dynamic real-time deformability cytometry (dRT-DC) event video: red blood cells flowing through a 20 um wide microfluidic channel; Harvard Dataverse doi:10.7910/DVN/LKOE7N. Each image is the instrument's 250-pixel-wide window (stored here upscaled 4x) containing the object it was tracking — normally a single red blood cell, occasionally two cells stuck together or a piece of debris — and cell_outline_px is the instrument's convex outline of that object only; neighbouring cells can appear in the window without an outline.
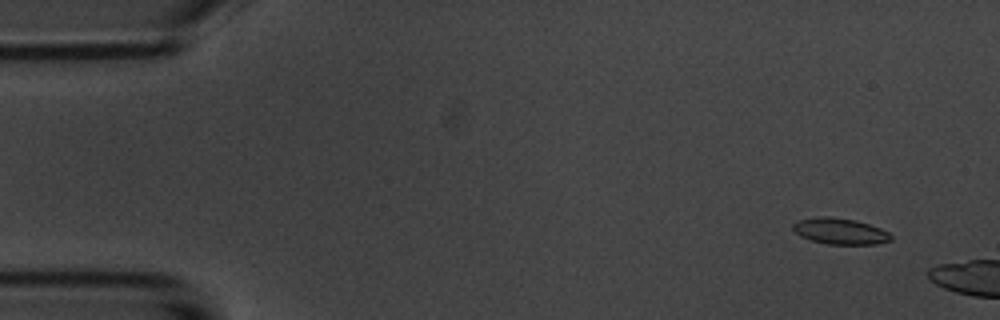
{"species": "common noctule bat (a hibernating species)", "species_latin": "Nyctalus noctula", "temperature_condition": "room temperature", "stored_images_in_passage": 3, "camera_frame_rate_fps": 3000, "um_per_image_px": 0.085, "animal": {"sex": "male", "body_mass_g": 20.1, "forearm_length_mm": 53.5}, "frame": {"image": 1, "passage_image": 1, "time_ms": 0.0, "image_size_px": [1000, 320], "cell_outline_px": [[892, 240], [876, 244], [828, 244], [812, 240], [800, 236], [792, 228], [792, 224], [800, 220], [824, 216], [828, 216], [856, 220], [880, 228], [888, 232], [892, 236]], "centroid_in_image_um": [71.42, 19.65], "position_along_channel_um": 13.6, "area_um2": 14.74}}